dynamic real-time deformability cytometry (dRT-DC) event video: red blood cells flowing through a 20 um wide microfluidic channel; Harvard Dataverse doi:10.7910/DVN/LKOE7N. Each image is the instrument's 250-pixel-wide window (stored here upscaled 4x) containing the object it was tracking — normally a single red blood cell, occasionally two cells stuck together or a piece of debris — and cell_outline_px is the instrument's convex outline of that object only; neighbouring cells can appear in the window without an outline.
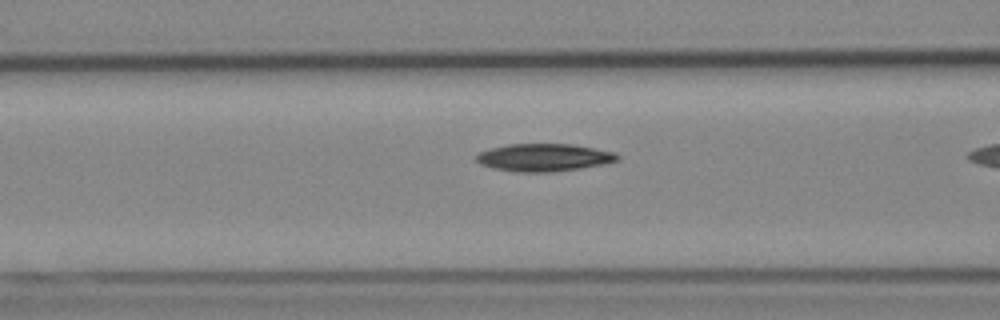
{"species": "Egyptian fruit bat (a non-hibernating species)", "species_latin": "Rousettus aegyptiacus", "temperature_condition": "cold", "stored_images_in_passage": 20, "camera_frame_rate_fps": 3000, "um_per_image_px": 0.085, "animal": {"sex": "female"}, "frame": {"image": 1, "passage_image": 9, "time_ms": 2.667, "image_size_px": [1000, 320], "cell_outline_px": [[620, 160], [580, 168], [548, 172], [516, 172], [492, 168], [480, 164], [476, 160], [476, 156], [480, 152], [492, 148], [508, 144], [572, 144], [616, 152], [620, 156]], "centroid_in_image_um": [46.23, 13.38], "position_along_channel_um": 120.4, "area_um2": 22.6}}